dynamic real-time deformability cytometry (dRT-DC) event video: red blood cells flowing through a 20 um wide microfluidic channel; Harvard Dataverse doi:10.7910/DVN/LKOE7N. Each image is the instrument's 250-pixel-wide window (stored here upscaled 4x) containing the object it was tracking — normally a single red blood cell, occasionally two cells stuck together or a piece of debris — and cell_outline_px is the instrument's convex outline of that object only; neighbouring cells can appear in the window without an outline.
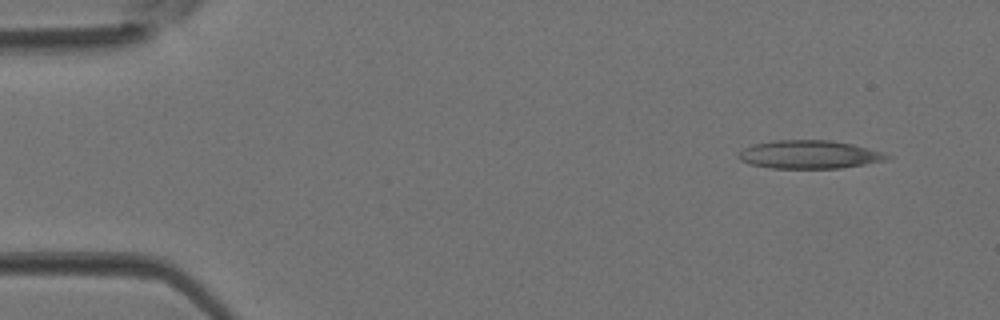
{"species": "Egyptian fruit bat (a non-hibernating species)", "species_latin": "Rousettus aegyptiacus", "temperature_condition": "room temperature", "stored_images_in_passage": 4, "camera_frame_rate_fps": 3000, "um_per_image_px": 0.085, "animal": {"sex": "female"}, "frame": {"image": 1, "passage_image": 1, "time_ms": 0.0, "image_size_px": [1000, 320], "cell_outline_px": [[892, 156], [884, 160], [864, 164], [840, 168], [772, 168], [752, 164], [740, 160], [736, 156], [744, 148], [752, 144], [772, 140], [828, 140], [852, 144], [884, 152]], "centroid_in_image_um": [68.77, 13.12], "position_along_channel_um": 16.2, "area_um2": 24.33}}
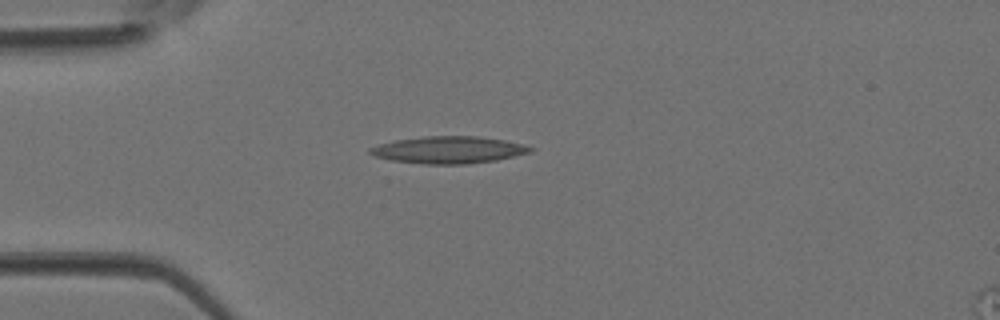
{"frame": {"image": 2, "passage_image": 3, "time_ms": 0.667, "image_size_px": [1000, 320], "cell_outline_px": [[536, 148], [532, 152], [496, 160], [468, 164], [424, 164], [392, 160], [376, 156], [368, 152], [368, 148], [380, 144], [396, 140], [424, 136], [476, 136], [504, 140], [524, 144]], "centroid_in_image_um": [38.17, 12.74], "position_along_channel_um": 46.8, "area_um2": 25.26}}